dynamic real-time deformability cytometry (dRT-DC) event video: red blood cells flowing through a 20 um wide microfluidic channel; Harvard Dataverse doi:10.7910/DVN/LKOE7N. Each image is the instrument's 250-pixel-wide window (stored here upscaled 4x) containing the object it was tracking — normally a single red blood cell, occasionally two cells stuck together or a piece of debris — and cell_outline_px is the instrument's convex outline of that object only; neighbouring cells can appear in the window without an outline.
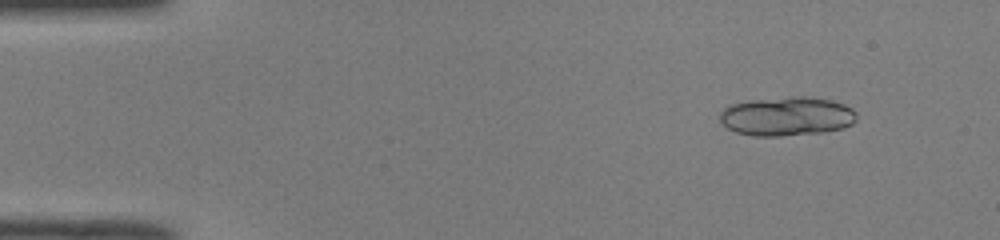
{"species": "common noctule bat (a hibernating species)", "species_latin": "Nyctalus noctula", "temperature_condition": "room temperature", "stored_images_in_passage": 20, "camera_frame_rate_fps": 3000, "um_per_image_px": 0.085, "animal": {"sex": "male", "body_mass_g": 19.0, "forearm_length_mm": 50.8}, "frame": {"image": 1, "passage_image": 4, "time_ms": 1.0, "image_size_px": [1000, 240], "cell_outline_px": [[856, 120], [852, 124], [844, 128], [820, 132], [780, 136], [752, 136], [736, 132], [728, 128], [720, 120], [720, 112], [724, 108], [732, 104], [748, 100], [792, 96], [804, 96], [832, 100], [844, 104], [852, 108], [856, 112]], "centroid_in_image_um": [66.89, 9.88], "position_along_channel_um": 18.1, "area_um2": 31.21}}